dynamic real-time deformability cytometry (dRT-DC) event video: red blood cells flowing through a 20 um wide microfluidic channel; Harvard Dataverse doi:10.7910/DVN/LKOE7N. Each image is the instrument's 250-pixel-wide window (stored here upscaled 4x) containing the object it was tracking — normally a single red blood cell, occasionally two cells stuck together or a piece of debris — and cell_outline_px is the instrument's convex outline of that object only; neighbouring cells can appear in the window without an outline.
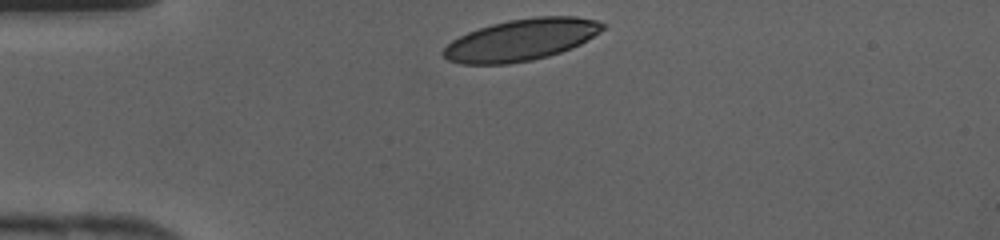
{"species": "human", "species_latin": "Homo sapiens", "temperature_condition": "cold", "stored_images_in_passage": 26, "camera_frame_rate_fps": 3000, "um_per_image_px": 0.085, "donor": {"sex": "female"}, "frame": {"image": 1, "passage_image": 1, "time_ms": 0.0, "image_size_px": [1000, 240], "cell_outline_px": [[608, 24], [600, 32], [580, 44], [572, 48], [548, 56], [532, 60], [508, 64], [460, 64], [448, 60], [440, 52], [452, 40], [468, 32], [492, 24], [508, 20], [536, 16], [576, 16], [596, 20]], "centroid_in_image_um": [44.31, 3.38], "position_along_channel_um": 40.7, "area_um2": 38.73}}
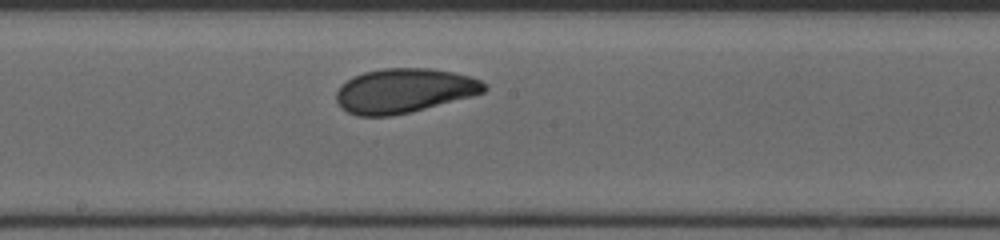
{"frame": {"image": 2, "passage_image": 14, "time_ms": 4.333, "image_size_px": [1000, 240], "cell_outline_px": [[488, 88], [484, 92], [472, 96], [392, 116], [356, 116], [340, 108], [336, 100], [336, 92], [340, 84], [352, 76], [364, 72], [384, 68], [428, 68], [452, 72], [472, 76], [488, 84]], "centroid_in_image_um": [34.32, 7.7], "position_along_channel_um": 213.9, "area_um2": 38.44}}
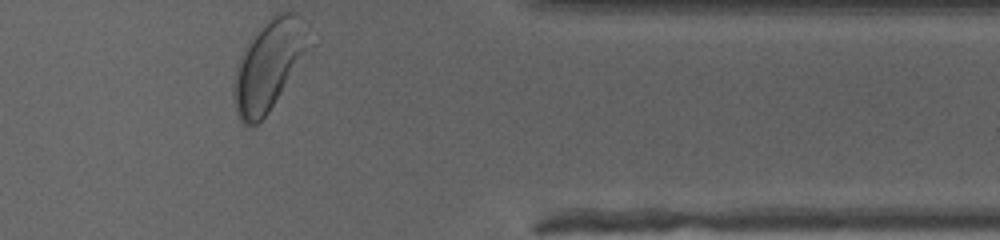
{"frame": {"image": 3, "passage_image": 26, "time_ms": 8.333, "image_size_px": [1000, 240], "cell_outline_px": [[316, 44], [268, 112], [256, 124], [244, 124], [240, 120], [236, 112], [232, 92], [232, 84], [236, 68], [240, 56], [248, 40], [256, 28], [276, 12], [296, 12]], "centroid_in_image_um": [22.89, 5.48], "position_along_channel_um": 388.5, "area_um2": 40.46}}